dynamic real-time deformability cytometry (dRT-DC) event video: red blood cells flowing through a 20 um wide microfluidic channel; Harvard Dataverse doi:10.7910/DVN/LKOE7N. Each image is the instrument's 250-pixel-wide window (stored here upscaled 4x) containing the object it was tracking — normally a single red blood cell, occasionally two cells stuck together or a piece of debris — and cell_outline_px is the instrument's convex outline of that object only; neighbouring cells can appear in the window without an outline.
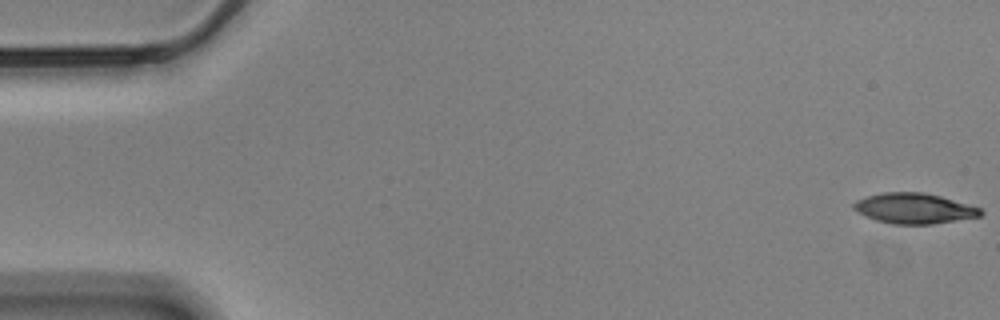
{"species": "Egyptian fruit bat (a non-hibernating species)", "species_latin": "Rousettus aegyptiacus", "temperature_condition": "cold", "stored_images_in_passage": 58, "camera_frame_rate_fps": 3000, "um_per_image_px": 0.085, "animal": {"sex": "male"}, "frame": {"image": 1, "passage_image": 1, "time_ms": 0.0, "image_size_px": [1000, 320], "cell_outline_px": [[984, 212], [980, 216], [932, 224], [892, 224], [876, 220], [852, 208], [852, 204], [856, 200], [868, 196], [884, 192], [924, 192], [940, 196], [980, 208]], "centroid_in_image_um": [77.69, 17.71], "position_along_channel_um": 7.3, "area_um2": 22.2}}
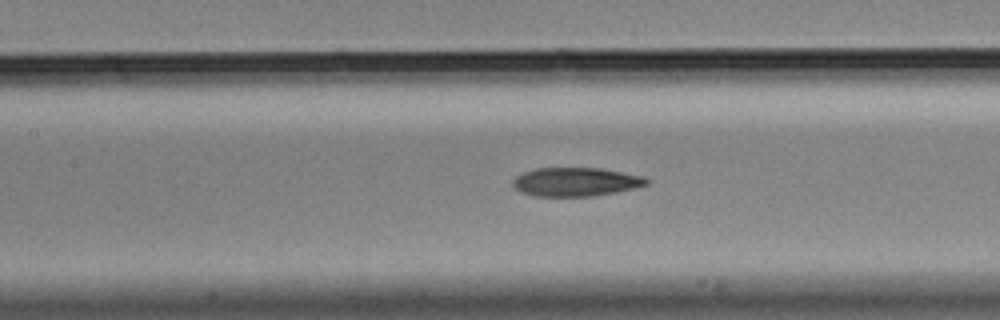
{"frame": {"image": 2, "passage_image": 26, "time_ms": 8.333, "image_size_px": [1000, 320], "cell_outline_px": [[648, 184], [616, 192], [592, 196], [532, 196], [516, 188], [512, 184], [512, 180], [516, 176], [524, 172], [536, 168], [600, 168], [644, 176], [648, 180]], "centroid_in_image_um": [48.93, 15.45], "position_along_channel_um": 158.5, "area_um2": 22.2}}
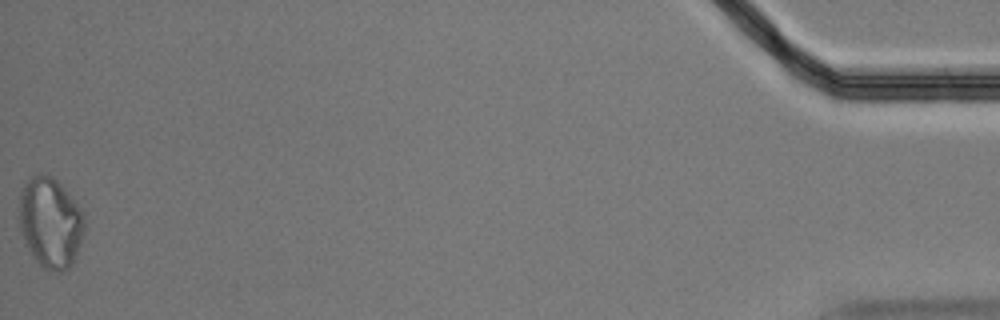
{"frame": {"image": 3, "passage_image": 58, "time_ms": 19.0, "image_size_px": [1000, 320], "cell_outline_px": [[84, 236], [72, 264], [68, 268], [60, 272], [56, 272], [44, 268], [32, 256], [20, 232], [16, 216], [20, 192], [24, 184], [32, 176], [40, 172], [52, 176], [64, 188], [84, 212]], "centroid_in_image_um": [4.25, 18.9], "position_along_channel_um": 430.9, "area_um2": 35.03}, "authors_computed_cell_mechanics": {"area_um2": 23.2067, "velocity_mm_per_s": 3.465, "shape_relaxation_time_tau1_ms": 6.102, "shape_relaxation_time_tau2_ms": 4.9883, "deformation_change_tau1": 0.1443, "deformation_change_tau2": 0.1286}}